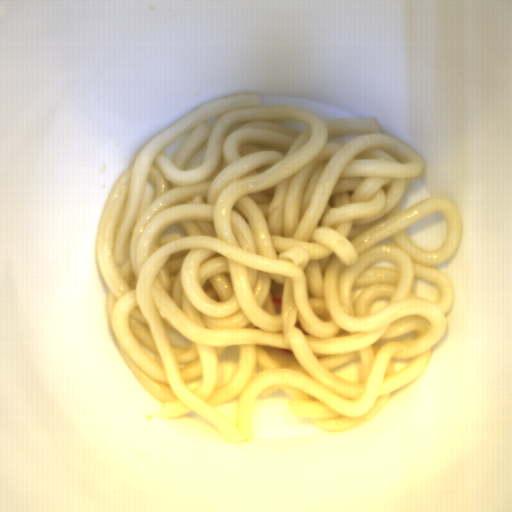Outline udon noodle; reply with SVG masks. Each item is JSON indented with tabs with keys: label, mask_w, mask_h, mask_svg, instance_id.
Masks as SVG:
<instances>
[{
	"label": "udon noodle",
	"mask_w": 512,
	"mask_h": 512,
	"mask_svg": "<svg viewBox=\"0 0 512 512\" xmlns=\"http://www.w3.org/2000/svg\"><path fill=\"white\" fill-rule=\"evenodd\" d=\"M260 103L209 99L149 140L95 244L116 347L154 416L194 411L237 444L258 396L282 389L298 419L343 432L421 375L457 294L434 267L463 229L443 196L400 212L425 159L376 116Z\"/></svg>",
	"instance_id": "obj_1"
}]
</instances>
